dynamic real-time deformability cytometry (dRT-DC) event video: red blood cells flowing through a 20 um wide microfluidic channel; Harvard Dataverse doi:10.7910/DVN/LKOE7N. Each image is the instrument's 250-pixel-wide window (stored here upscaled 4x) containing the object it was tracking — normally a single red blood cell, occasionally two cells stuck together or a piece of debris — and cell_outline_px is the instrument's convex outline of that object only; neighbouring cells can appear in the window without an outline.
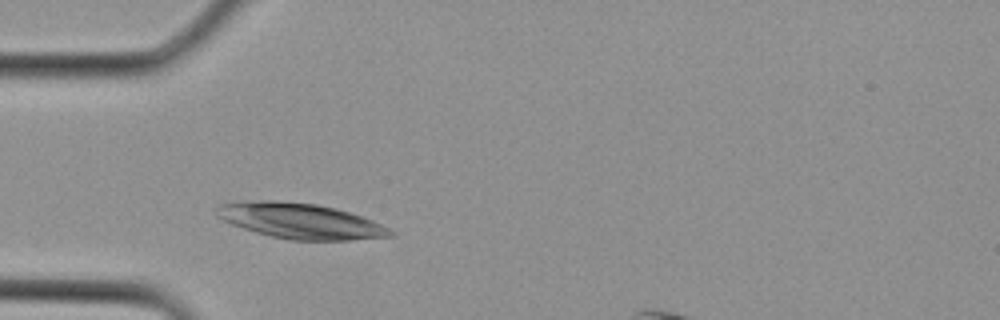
{"species": "Egyptian fruit bat (a non-hibernating species)", "species_latin": "Rousettus aegyptiacus", "temperature_condition": "cold", "stored_images_in_passage": 3, "segment_of_instrument_passage": [1, 2], "camera_frame_rate_fps": 3000, "um_per_image_px": 0.085, "animal": {"sex": "female"}, "frame": {"image": 1, "passage_image": 1, "time_ms": 0.0, "image_size_px": [1000, 320], "cell_outline_px": [[396, 236], [352, 240], [288, 240], [256, 232], [232, 224], [216, 216], [216, 208], [220, 204], [236, 200], [272, 200], [316, 204], [336, 208], [372, 220], [388, 228]], "centroid_in_image_um": [25.49, 18.77], "position_along_channel_um": 59.5, "area_um2": 35.89}}
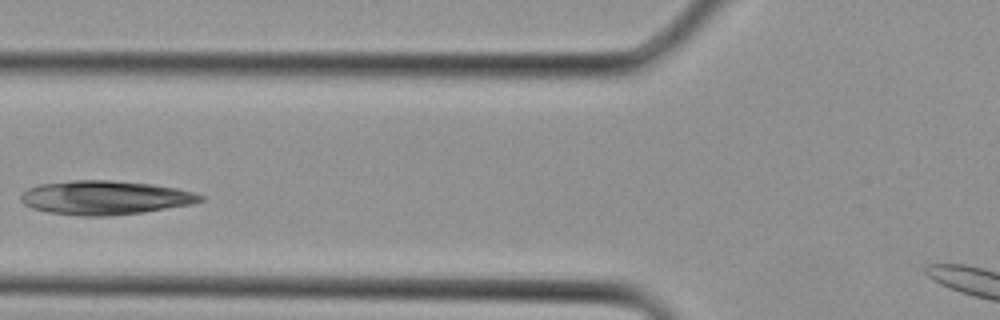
{"frame": {"image": 2, "passage_image": 2, "time_ms": 0.333, "image_size_px": [1000, 320], "cell_outline_px": [[204, 200], [192, 204], [144, 212], [108, 216], [80, 216], [48, 212], [32, 208], [24, 204], [20, 200], [20, 196], [28, 188], [40, 184], [72, 180], [112, 180], [152, 184], [176, 188], [192, 192], [204, 196]], "centroid_in_image_um": [8.92, 16.8], "position_along_channel_um": 116.9, "area_um2": 35.55}}